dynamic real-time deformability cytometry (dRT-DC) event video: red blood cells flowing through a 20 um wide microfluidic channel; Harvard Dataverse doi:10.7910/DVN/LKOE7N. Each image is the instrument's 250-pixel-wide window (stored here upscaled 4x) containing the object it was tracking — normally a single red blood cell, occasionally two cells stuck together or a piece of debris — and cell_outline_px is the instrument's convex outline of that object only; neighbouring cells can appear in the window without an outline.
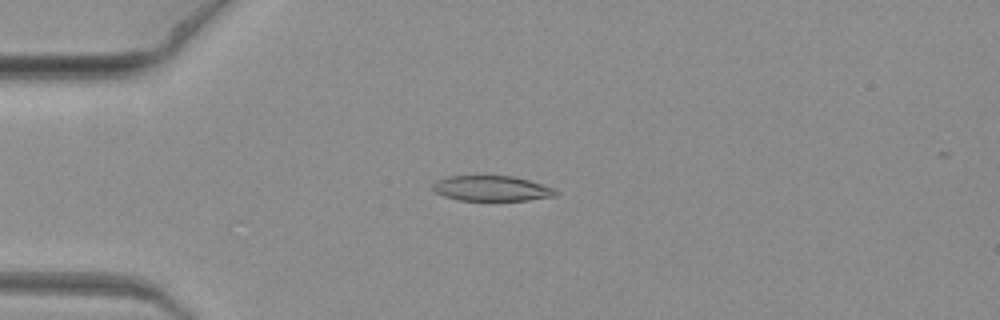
{"species": "common noctule bat (a hibernating species)", "species_latin": "Nyctalus noctula", "temperature_condition": "warm", "stored_images_in_passage": 9, "camera_frame_rate_fps": 3000, "um_per_image_px": 0.085, "animal": {"sex": "female", "body_mass_g": 19.3, "forearm_length_mm": 54.1}, "frame": {"image": 1, "passage_image": 6, "time_ms": 1.667, "image_size_px": [1000, 320], "cell_outline_px": [[560, 192], [556, 196], [528, 200], [460, 200], [444, 196], [436, 192], [432, 188], [432, 184], [436, 180], [448, 176], [512, 176], [544, 184], [556, 188]], "centroid_in_image_um": [41.84, 16.01], "position_along_channel_um": 43.2, "area_um2": 18.21}}
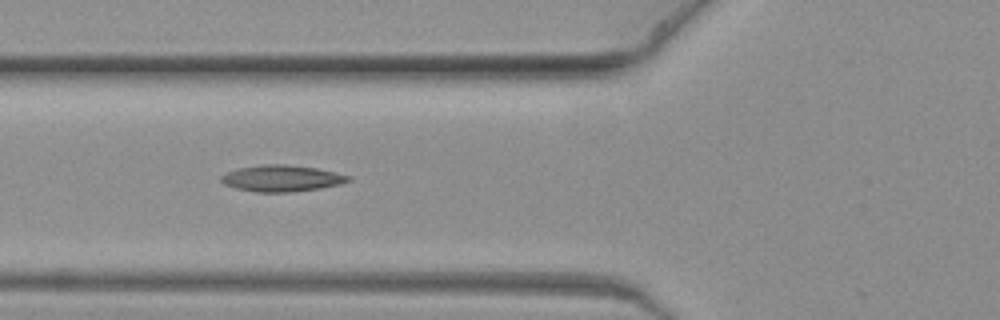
{"frame": {"image": 2, "passage_image": 8, "time_ms": 2.333, "image_size_px": [1000, 320], "cell_outline_px": [[352, 180], [340, 184], [320, 188], [292, 192], [256, 192], [236, 188], [224, 184], [220, 180], [220, 176], [228, 172], [240, 168], [264, 164], [284, 164], [316, 168], [336, 172], [352, 176]], "centroid_in_image_um": [23.98, 15.16], "position_along_channel_um": 101.8, "area_um2": 19.54}}
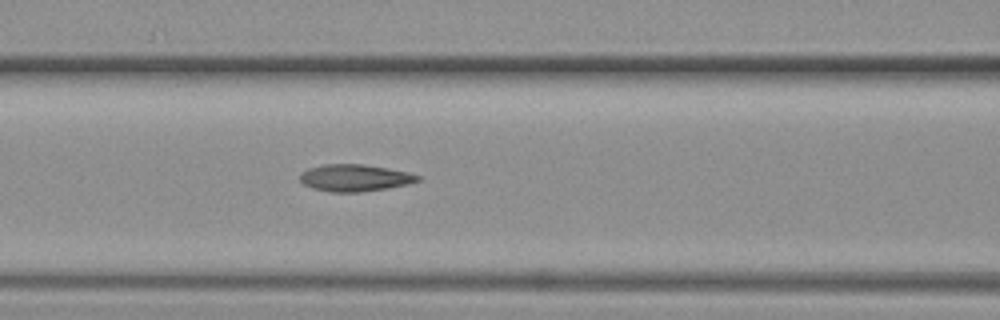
{"frame": {"image": 3, "passage_image": 9, "time_ms": 2.667, "image_size_px": [1000, 320], "cell_outline_px": [[420, 180], [408, 184], [388, 188], [360, 192], [328, 192], [312, 188], [304, 184], [300, 180], [300, 172], [308, 168], [324, 164], [360, 164], [388, 168], [408, 172], [420, 176]], "centroid_in_image_um": [30.13, 15.12], "position_along_channel_um": 136.5, "area_um2": 18.55}}